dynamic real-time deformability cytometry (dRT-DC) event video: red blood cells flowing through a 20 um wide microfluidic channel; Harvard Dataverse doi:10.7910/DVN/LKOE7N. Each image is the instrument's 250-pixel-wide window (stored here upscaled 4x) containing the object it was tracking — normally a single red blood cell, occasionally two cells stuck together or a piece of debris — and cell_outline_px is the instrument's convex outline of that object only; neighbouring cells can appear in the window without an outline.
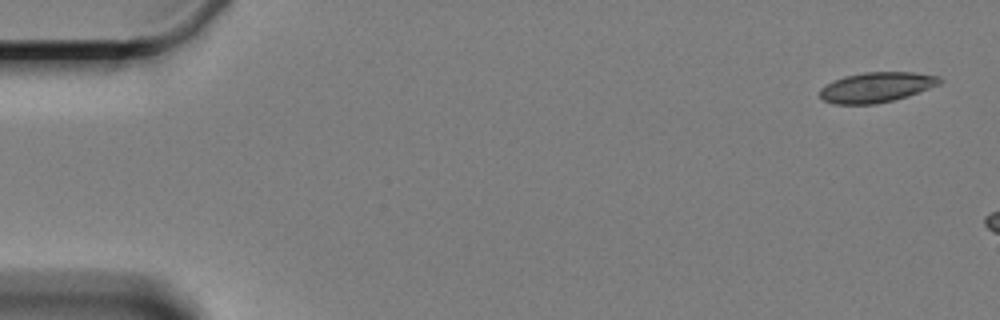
{"species": "Egyptian fruit bat (a non-hibernating species)", "species_latin": "Rousettus aegyptiacus", "temperature_condition": "cold", "stored_images_in_passage": 3, "camera_frame_rate_fps": 3000, "um_per_image_px": 0.085, "animal": {"sex": "female"}, "frame": {"image": 1, "passage_image": 1, "time_ms": 0.0, "image_size_px": [1000, 320], "cell_outline_px": [[944, 80], [940, 84], [908, 96], [876, 104], [832, 104], [824, 100], [820, 96], [820, 88], [844, 76], [864, 72], [916, 72], [940, 76]], "centroid_in_image_um": [74.54, 7.41], "position_along_channel_um": 10.5, "area_um2": 21.04}}